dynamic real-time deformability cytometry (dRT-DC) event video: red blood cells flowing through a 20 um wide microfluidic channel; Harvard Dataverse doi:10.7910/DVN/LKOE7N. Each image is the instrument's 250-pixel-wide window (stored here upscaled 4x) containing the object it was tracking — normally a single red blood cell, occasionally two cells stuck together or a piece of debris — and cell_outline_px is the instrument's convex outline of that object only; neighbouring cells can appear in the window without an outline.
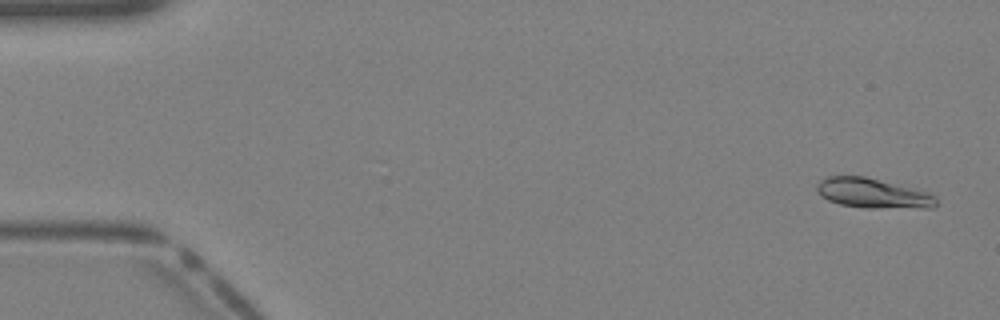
{"species": "Egyptian fruit bat (a non-hibernating species)", "species_latin": "Rousettus aegyptiacus", "temperature_condition": "warm", "stored_images_in_passage": 41, "camera_frame_rate_fps": 3000, "um_per_image_px": 0.085, "animal": {"sex": "female"}, "frame": {"image": 1, "passage_image": 2, "time_ms": 0.333, "image_size_px": [1000, 320], "cell_outline_px": [[936, 204], [932, 208], [864, 208], [840, 204], [828, 200], [820, 196], [816, 192], [816, 184], [820, 180], [828, 176], [864, 176], [928, 192], [936, 196]], "centroid_in_image_um": [74.16, 16.43], "position_along_channel_um": 10.8, "area_um2": 20.81}}
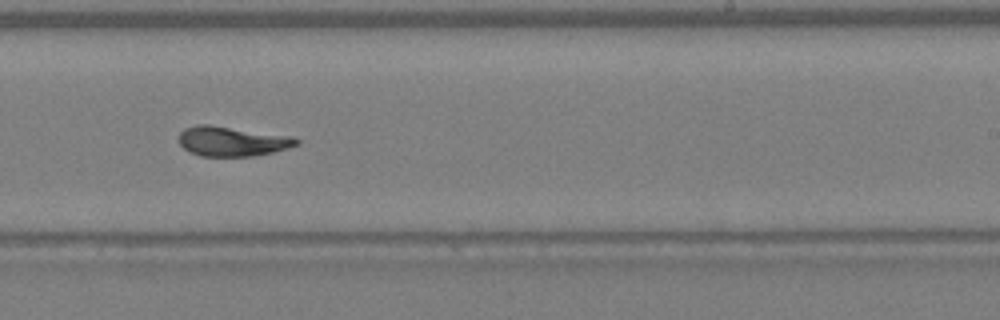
{"frame": {"image": 2, "passage_image": 25, "time_ms": 8.0, "image_size_px": [1000, 320], "cell_outline_px": [[300, 144], [288, 148], [272, 152], [252, 156], [200, 156], [184, 148], [180, 144], [180, 132], [184, 128], [196, 124], [208, 124], [292, 136], [300, 140]], "centroid_in_image_um": [19.75, 12.0], "position_along_channel_um": 269.3, "area_um2": 20.35}}
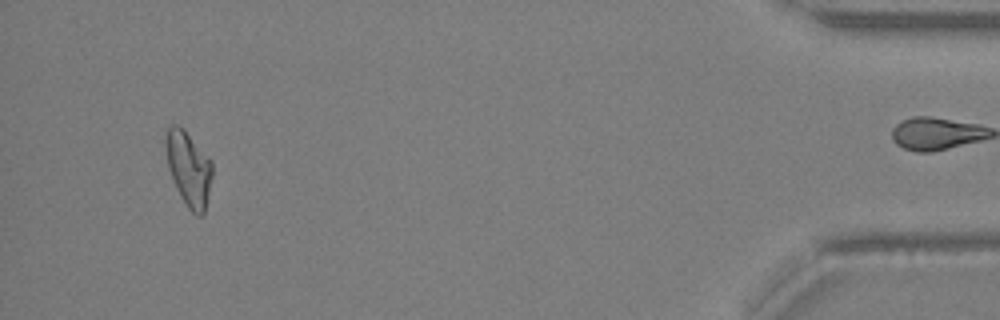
{"frame": {"image": 3, "passage_image": 38, "time_ms": 12.333, "image_size_px": [1000, 320], "cell_outline_px": [[212, 176], [204, 212], [200, 216], [196, 216], [188, 208], [180, 196], [172, 180], [168, 168], [164, 144], [164, 136], [168, 128], [172, 124], [176, 124], [184, 128], [212, 160]], "centroid_in_image_um": [16.01, 14.29], "position_along_channel_um": 419.2, "area_um2": 20.52}}